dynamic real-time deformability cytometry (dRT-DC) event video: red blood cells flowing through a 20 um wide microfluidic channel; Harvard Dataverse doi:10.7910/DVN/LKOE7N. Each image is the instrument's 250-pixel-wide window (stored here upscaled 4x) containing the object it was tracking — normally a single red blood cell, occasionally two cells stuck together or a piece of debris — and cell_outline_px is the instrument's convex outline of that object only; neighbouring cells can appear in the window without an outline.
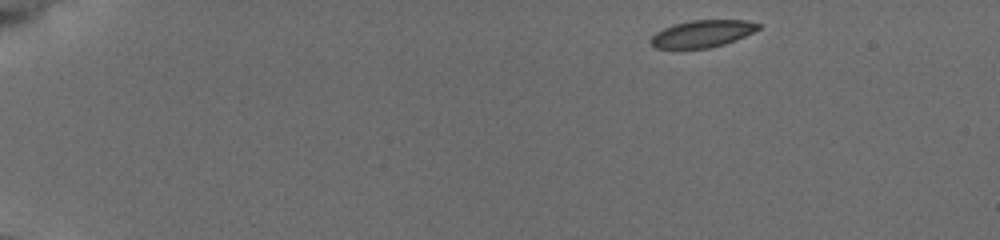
{"species": "common noctule bat (a hibernating species)", "species_latin": "Nyctalus noctula", "temperature_condition": "cold", "stored_images_in_passage": 42, "camera_frame_rate_fps": 3000, "um_per_image_px": 0.085, "animal": {"sex": "female", "body_mass_g": 19.5, "forearm_length_mm": 54.1}, "frame": {"image": 1, "passage_image": 1, "time_ms": 0.0, "image_size_px": [1000, 240], "cell_outline_px": [[760, 28], [736, 40], [724, 44], [708, 48], [656, 48], [648, 40], [656, 32], [672, 24], [692, 20], [744, 20], [760, 24]], "centroid_in_image_um": [59.67, 2.86], "position_along_channel_um": 25.3, "area_um2": 16.88}}
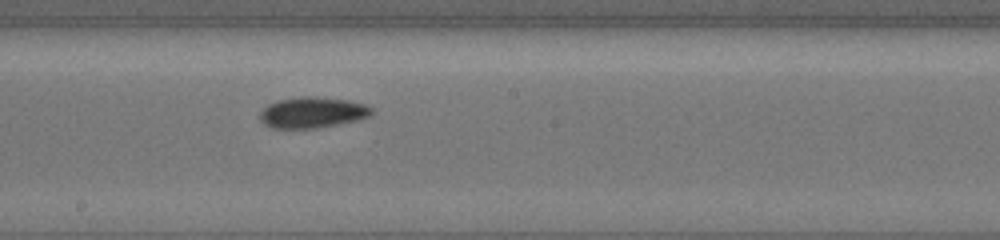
{"frame": {"image": 2, "passage_image": 19, "time_ms": 6.0, "image_size_px": [1000, 240], "cell_outline_px": [[376, 108], [368, 116], [356, 120], [316, 128], [272, 128], [264, 124], [260, 120], [260, 112], [268, 104], [276, 100], [300, 96], [316, 96], [348, 100], [364, 104]], "centroid_in_image_um": [26.54, 9.54], "position_along_channel_um": 221.7, "area_um2": 20.17}}
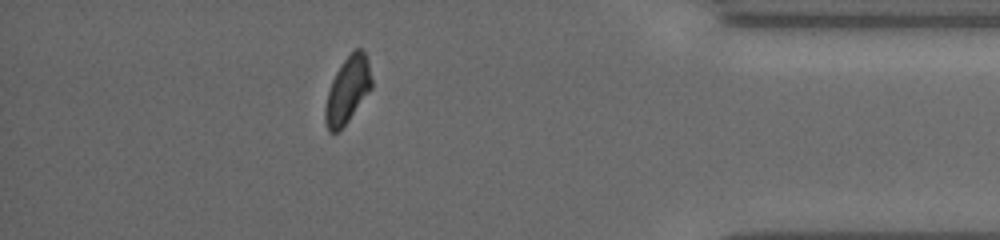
{"frame": {"image": 3, "passage_image": 36, "time_ms": 11.667, "image_size_px": [1000, 240], "cell_outline_px": [[372, 88], [348, 120], [336, 132], [328, 132], [324, 120], [324, 108], [328, 92], [332, 80], [340, 64], [356, 48], [360, 48], [364, 52], [368, 60], [372, 80]], "centroid_in_image_um": [29.53, 7.65], "position_along_channel_um": 405.7, "area_um2": 17.74}, "authors_computed_cell_mechanics": {"area_um2": 18.9584, "velocity_mm_per_s": 3.7554, "shape_relaxation_time_tau1_ms": 4.8275, "shape_relaxation_time_tau2_ms": null, "deformation_change_tau1": 0.135, "deformation_change_tau2": null}}